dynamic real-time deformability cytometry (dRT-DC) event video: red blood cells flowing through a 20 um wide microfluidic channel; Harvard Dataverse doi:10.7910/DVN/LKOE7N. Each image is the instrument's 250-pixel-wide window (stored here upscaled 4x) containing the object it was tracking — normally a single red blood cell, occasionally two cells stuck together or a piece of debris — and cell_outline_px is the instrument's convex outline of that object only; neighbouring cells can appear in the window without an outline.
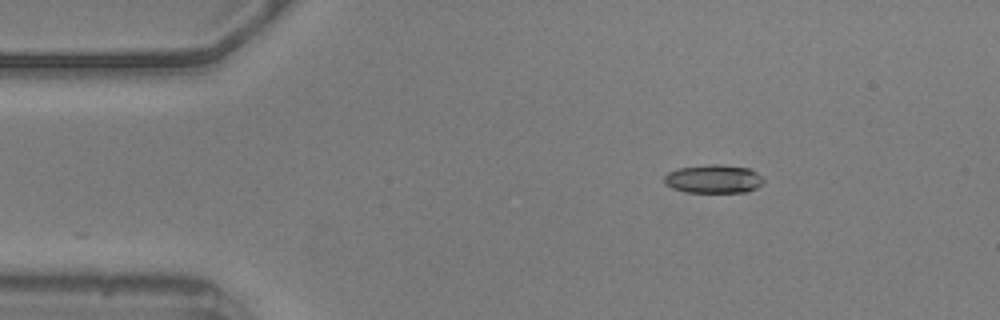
{"species": "common noctule bat (a hibernating species)", "species_latin": "Nyctalus noctula", "temperature_condition": "warm", "stored_images_in_passage": 48, "camera_frame_rate_fps": 3000, "um_per_image_px": 0.085, "animal": {"sex": "male", "body_mass_g": 20.5, "forearm_length_mm": 52.5}, "frame": {"image": 1, "passage_image": 1, "time_ms": 0.0, "image_size_px": [1000, 320], "cell_outline_px": [[764, 180], [756, 188], [748, 192], [688, 192], [672, 188], [664, 184], [664, 176], [668, 172], [680, 168], [708, 164], [720, 164], [748, 168], [756, 172]], "centroid_in_image_um": [60.63, 15.21], "position_along_channel_um": 24.4, "area_um2": 16.42}}
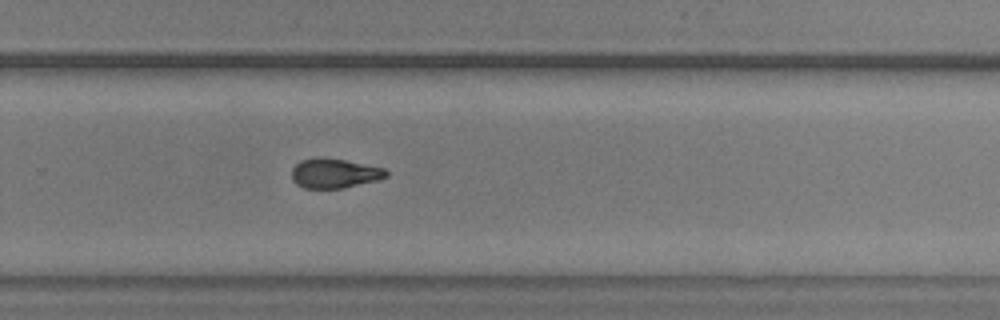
{"frame": {"image": 2, "passage_image": 29, "time_ms": 9.333, "image_size_px": [1000, 320], "cell_outline_px": [[388, 176], [380, 180], [344, 188], [304, 188], [296, 184], [292, 180], [292, 168], [300, 160], [320, 156], [344, 160], [384, 168], [388, 172]], "centroid_in_image_um": [28.42, 14.73], "position_along_channel_um": 301.4, "area_um2": 16.47}}
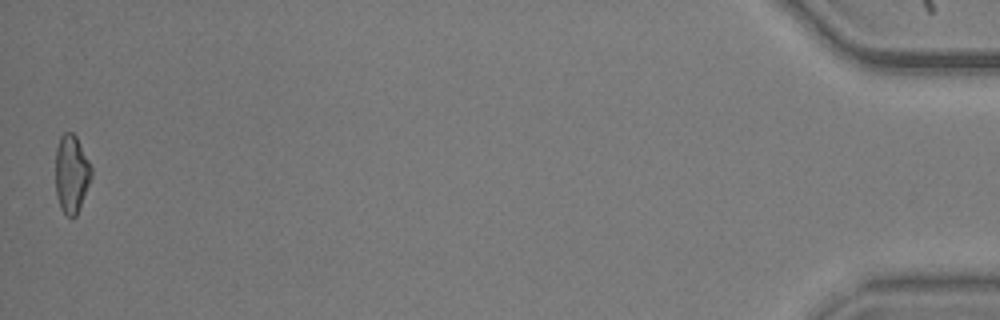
{"frame": {"image": 3, "passage_image": 48, "time_ms": 15.667, "image_size_px": [1000, 320], "cell_outline_px": [[92, 176], [76, 216], [68, 216], [60, 208], [56, 196], [56, 148], [60, 136], [64, 132], [72, 132], [76, 136], [92, 168]], "centroid_in_image_um": [6.07, 14.76], "position_along_channel_um": 429.1, "area_um2": 16.18}, "authors_computed_cell_mechanics": {"area_um2": 16.8198, "velocity_mm_per_s": 3.6047, "shape_relaxation_time_tau1_ms": null, "shape_relaxation_time_tau2_ms": 2.1839, "deformation_change_tau1": null, "deformation_change_tau2": 0.0947}}